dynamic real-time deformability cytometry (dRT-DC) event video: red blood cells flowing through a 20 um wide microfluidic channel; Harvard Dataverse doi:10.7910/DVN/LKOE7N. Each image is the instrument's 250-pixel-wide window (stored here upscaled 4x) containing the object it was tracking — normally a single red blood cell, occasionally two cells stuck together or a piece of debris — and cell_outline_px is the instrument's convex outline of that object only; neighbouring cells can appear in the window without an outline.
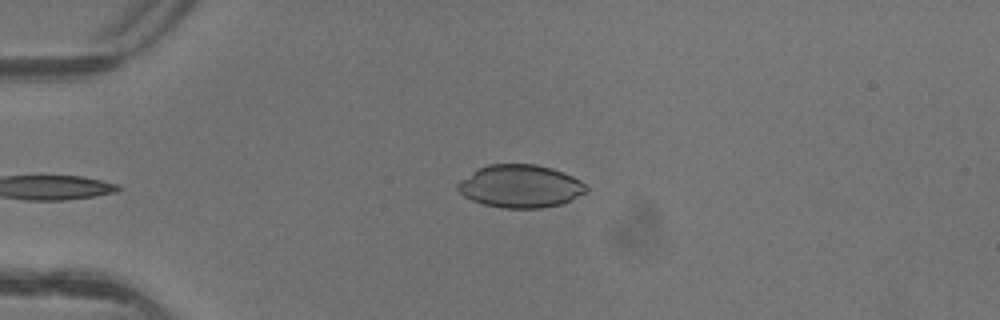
{"species": "common noctule bat (a hibernating species)", "species_latin": "Nyctalus noctula", "temperature_condition": "warm", "stored_images_in_passage": 5, "camera_frame_rate_fps": 3000, "um_per_image_px": 0.085, "animal": {"sex": "female"}, "frame": {"image": 1, "passage_image": 5, "time_ms": 1.333, "image_size_px": [1000, 320], "cell_outline_px": [[588, 192], [560, 204], [540, 208], [504, 208], [484, 204], [472, 200], [464, 196], [456, 188], [456, 184], [460, 180], [476, 168], [488, 164], [536, 164], [552, 168], [564, 172], [580, 180], [588, 188]], "centroid_in_image_um": [44.21, 15.82], "position_along_channel_um": 40.8, "area_um2": 32.19}}